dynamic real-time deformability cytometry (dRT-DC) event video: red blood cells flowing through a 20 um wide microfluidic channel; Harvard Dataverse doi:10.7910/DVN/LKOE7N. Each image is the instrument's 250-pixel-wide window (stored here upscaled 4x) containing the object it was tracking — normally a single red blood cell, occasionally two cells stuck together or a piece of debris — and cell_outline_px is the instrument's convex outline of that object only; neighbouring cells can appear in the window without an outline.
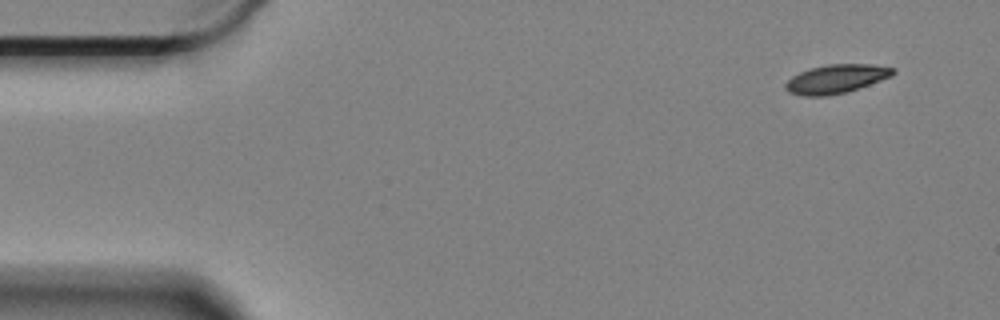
{"species": "Egyptian fruit bat (a non-hibernating species)", "species_latin": "Rousettus aegyptiacus", "temperature_condition": "cold", "stored_images_in_passage": 57, "segment_of_instrument_passage": [1, 2], "camera_frame_rate_fps": 3000, "um_per_image_px": 0.085, "animal": {"sex": "female"}, "frame": {"image": 1, "passage_image": 1, "time_ms": 0.0, "image_size_px": [1000, 320], "cell_outline_px": [[896, 72], [892, 76], [848, 92], [828, 96], [800, 96], [788, 92], [784, 88], [784, 84], [792, 76], [800, 72], [812, 68], [828, 64], [872, 64], [896, 68]], "centroid_in_image_um": [71.08, 6.72], "position_along_channel_um": 13.9, "area_um2": 18.21}}
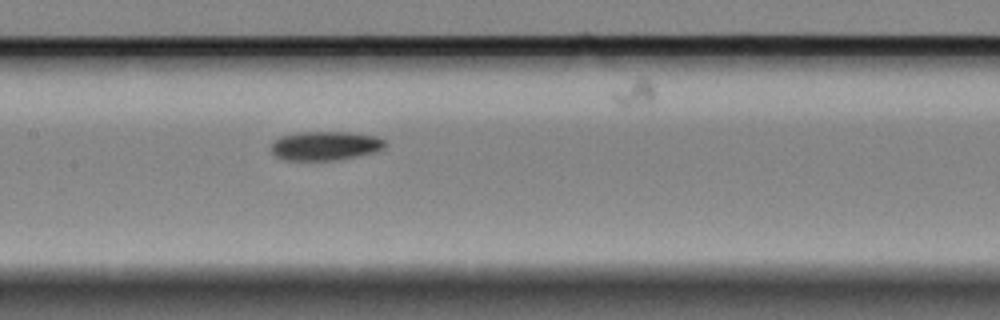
{"frame": {"image": 2, "passage_image": 25, "time_ms": 8.0, "image_size_px": [1000, 320], "cell_outline_px": [[388, 144], [384, 148], [376, 152], [356, 156], [332, 160], [284, 160], [276, 156], [272, 152], [272, 144], [280, 136], [300, 132], [348, 132], [376, 136], [384, 140]], "centroid_in_image_um": [27.67, 12.39], "position_along_channel_um": 179.7, "area_um2": 19.19}}
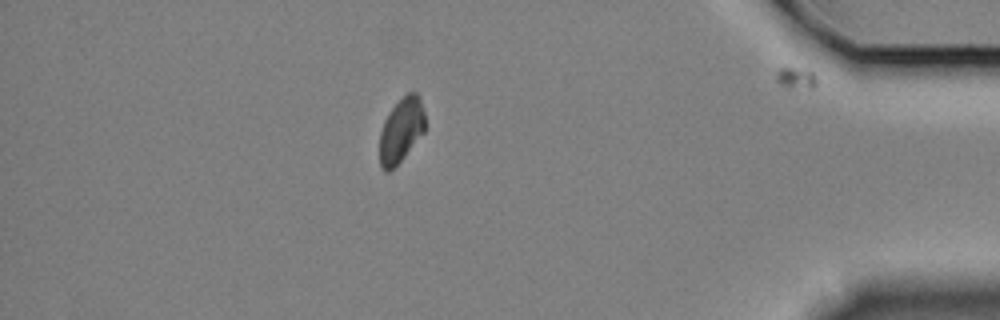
{"frame": {"image": 3, "passage_image": 49, "time_ms": 16.0, "image_size_px": [1000, 320], "cell_outline_px": [[424, 132], [404, 156], [388, 172], [384, 172], [380, 168], [380, 132], [384, 120], [388, 112], [408, 92], [416, 92], [420, 96], [424, 112]], "centroid_in_image_um": [34.09, 11.06], "position_along_channel_um": 401.1, "area_um2": 16.88}}